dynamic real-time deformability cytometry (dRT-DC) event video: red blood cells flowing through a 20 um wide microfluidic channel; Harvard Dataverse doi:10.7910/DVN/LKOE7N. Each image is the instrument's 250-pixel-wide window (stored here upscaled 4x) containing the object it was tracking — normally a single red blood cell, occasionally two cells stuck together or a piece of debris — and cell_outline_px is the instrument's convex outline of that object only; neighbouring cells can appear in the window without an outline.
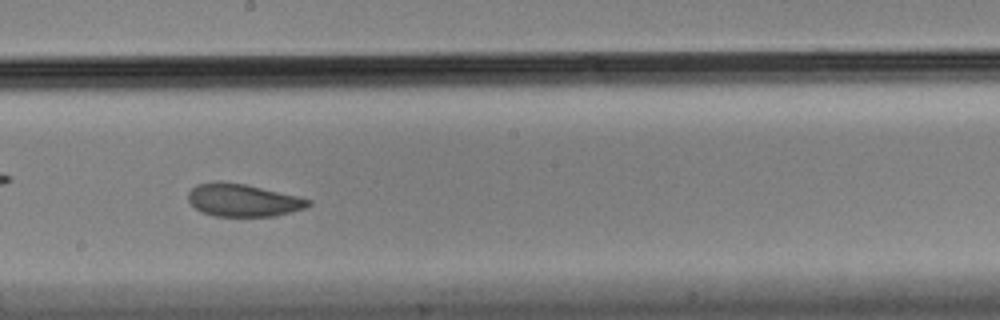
{"species": "Egyptian fruit bat (a non-hibernating species)", "species_latin": "Rousettus aegyptiacus", "temperature_condition": "cold", "stored_images_in_passage": 55, "camera_frame_rate_fps": 3000, "um_per_image_px": 0.085, "animal": {"sex": "male"}, "frame": {"image": 1, "passage_image": 32, "time_ms": 10.333, "image_size_px": [1000, 320], "cell_outline_px": [[312, 204], [304, 208], [276, 216], [212, 216], [196, 208], [188, 200], [188, 192], [196, 184], [244, 184], [296, 196], [312, 200]], "centroid_in_image_um": [20.69, 17.06], "position_along_channel_um": 227.5, "area_um2": 22.02}, "authors_computed_cell_mechanics": {"area_um2": 23.8136, "velocity_mm_per_s": 3.4513, "shape_relaxation_time_tau1_ms": 3.7721, "shape_relaxation_time_tau2_ms": 1.9045, "deformation_change_tau1": 0.1165, "deformation_change_tau2": 0.0719}}